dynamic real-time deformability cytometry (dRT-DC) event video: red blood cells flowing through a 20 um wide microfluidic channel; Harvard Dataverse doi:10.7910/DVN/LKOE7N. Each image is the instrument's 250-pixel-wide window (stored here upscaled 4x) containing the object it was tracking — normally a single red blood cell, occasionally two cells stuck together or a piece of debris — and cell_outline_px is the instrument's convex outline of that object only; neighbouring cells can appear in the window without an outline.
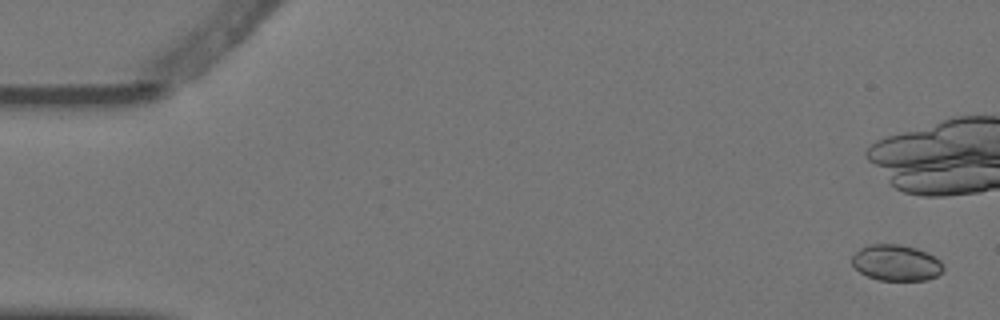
{"species": "Egyptian fruit bat (a non-hibernating species)", "species_latin": "Rousettus aegyptiacus", "temperature_condition": "warm", "stored_images_in_passage": 6, "camera_frame_rate_fps": 3000, "um_per_image_px": 0.085, "animal": {"sex": "female"}, "frame": {"image": 1, "passage_image": 1, "time_ms": 0.0, "image_size_px": [1000, 320], "cell_outline_px": [[944, 268], [936, 276], [928, 280], [880, 280], [868, 276], [860, 272], [852, 264], [852, 256], [860, 248], [872, 244], [900, 244], [916, 248], [940, 260]], "centroid_in_image_um": [76.16, 22.34], "position_along_channel_um": 8.8, "area_um2": 18.96}}